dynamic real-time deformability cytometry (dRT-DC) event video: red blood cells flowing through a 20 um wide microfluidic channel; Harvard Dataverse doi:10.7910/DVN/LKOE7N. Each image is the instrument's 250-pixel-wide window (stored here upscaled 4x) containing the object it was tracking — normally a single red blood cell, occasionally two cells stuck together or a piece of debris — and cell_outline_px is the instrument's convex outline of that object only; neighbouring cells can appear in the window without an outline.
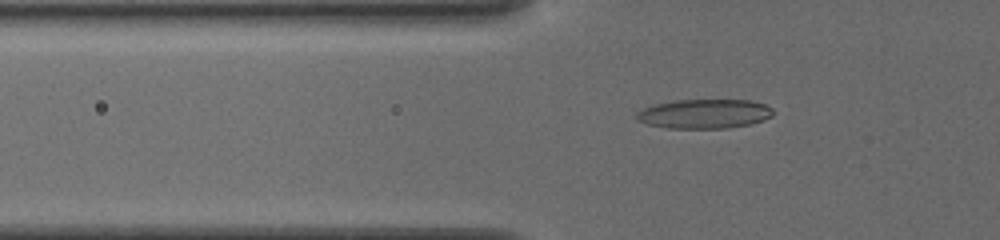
{"species": "common noctule bat (a hibernating species)", "species_latin": "Nyctalus noctula", "temperature_condition": "cold", "stored_images_in_passage": 57, "segment_of_instrument_passage": [1, 2], "camera_frame_rate_fps": 3000, "um_per_image_px": 0.085, "animal": {"sex": "female", "body_mass_g": 19.5, "forearm_length_mm": 54.1}, "frame": {"image": 1, "passage_image": 21, "time_ms": 6.667, "image_size_px": [1000, 240], "cell_outline_px": [[776, 112], [772, 116], [764, 120], [748, 124], [728, 128], [668, 128], [648, 124], [636, 120], [636, 112], [652, 104], [672, 100], [748, 100], [764, 104], [772, 108]], "centroid_in_image_um": [59.86, 9.67], "position_along_channel_um": 65.9, "area_um2": 23.47}}
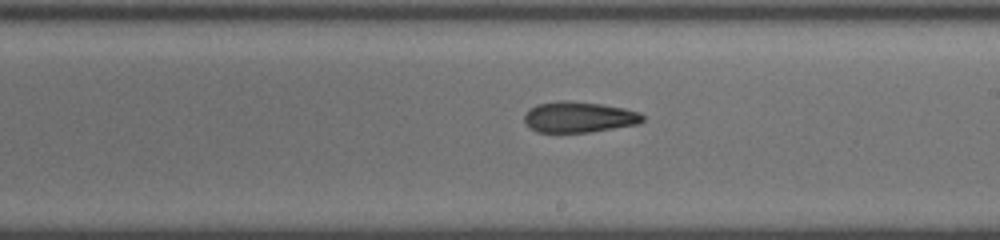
{"frame": {"image": 2, "passage_image": 35, "time_ms": 11.333, "image_size_px": [1000, 240], "cell_outline_px": [[644, 120], [640, 124], [588, 132], [536, 132], [528, 128], [524, 120], [524, 112], [528, 108], [536, 104], [560, 100], [564, 100], [600, 104], [624, 108], [640, 112], [644, 116]], "centroid_in_image_um": [49.17, 9.95], "position_along_channel_um": 239.8, "area_um2": 21.5}}
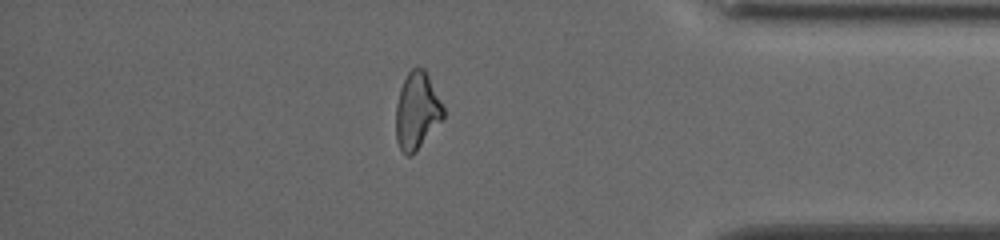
{"frame": {"image": 3, "passage_image": 49, "time_ms": 16.0, "image_size_px": [1000, 240], "cell_outline_px": [[444, 116], [416, 152], [412, 156], [408, 156], [400, 148], [396, 140], [396, 104], [400, 88], [408, 72], [412, 68], [424, 68], [444, 108]], "centroid_in_image_um": [35.42, 9.44], "position_along_channel_um": 399.8, "area_um2": 20.98}}